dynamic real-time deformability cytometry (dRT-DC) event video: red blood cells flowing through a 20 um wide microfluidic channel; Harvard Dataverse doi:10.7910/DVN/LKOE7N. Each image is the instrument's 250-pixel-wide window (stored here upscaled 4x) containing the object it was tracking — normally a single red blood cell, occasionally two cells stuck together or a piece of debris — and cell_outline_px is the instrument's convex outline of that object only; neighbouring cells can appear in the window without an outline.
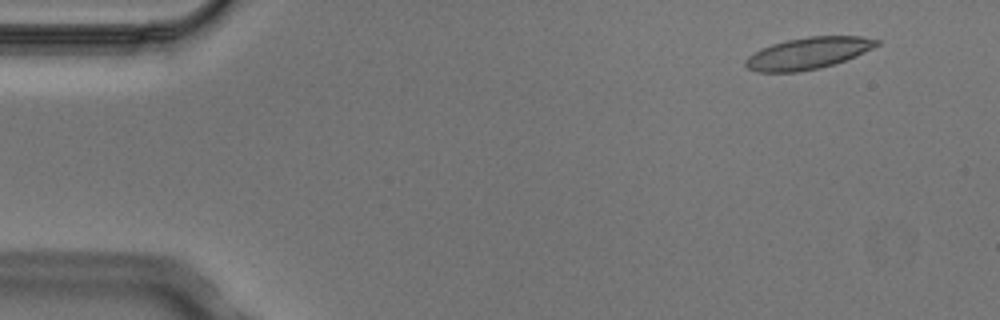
{"species": "Egyptian fruit bat (a non-hibernating species)", "species_latin": "Rousettus aegyptiacus", "temperature_condition": "cold", "stored_images_in_passage": 5, "camera_frame_rate_fps": 3000, "um_per_image_px": 0.085, "animal": {"sex": "male"}, "frame": {"image": 1, "passage_image": 2, "time_ms": 0.333, "image_size_px": [1000, 320], "cell_outline_px": [[880, 44], [856, 56], [820, 68], [800, 72], [756, 72], [748, 68], [744, 64], [744, 60], [748, 56], [760, 48], [772, 44], [788, 40], [808, 36], [860, 36], [880, 40]], "centroid_in_image_um": [68.66, 4.53], "position_along_channel_um": 16.3, "area_um2": 24.22}}
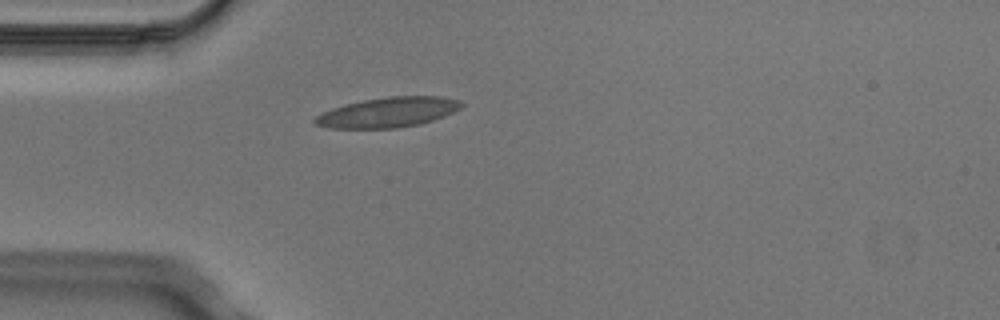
{"frame": {"image": 2, "passage_image": 5, "time_ms": 1.333, "image_size_px": [1000, 320], "cell_outline_px": [[464, 104], [460, 108], [444, 116], [420, 124], [396, 128], [328, 128], [316, 124], [312, 120], [316, 116], [332, 108], [344, 104], [364, 100], [388, 96], [440, 96], [460, 100]], "centroid_in_image_um": [32.98, 9.54], "position_along_channel_um": 52.0, "area_um2": 25.55}}